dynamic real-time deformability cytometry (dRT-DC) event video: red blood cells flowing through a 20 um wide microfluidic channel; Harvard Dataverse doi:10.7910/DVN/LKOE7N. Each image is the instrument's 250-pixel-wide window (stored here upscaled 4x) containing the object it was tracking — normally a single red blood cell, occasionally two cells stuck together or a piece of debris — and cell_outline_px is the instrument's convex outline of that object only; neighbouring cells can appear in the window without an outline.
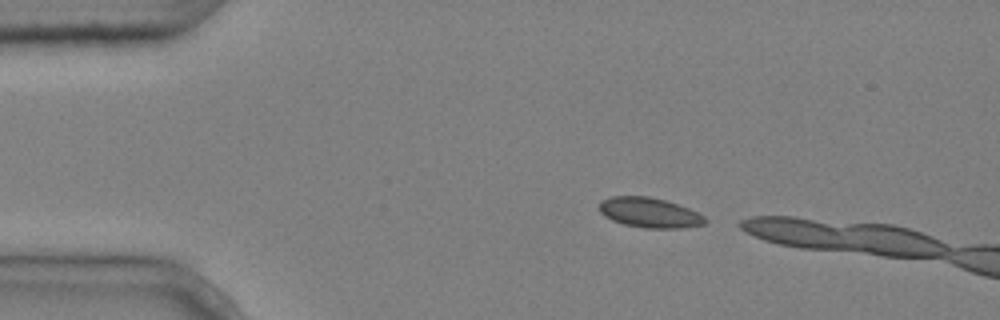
{"species": "common noctule bat (a hibernating species)", "species_latin": "Nyctalus noctula", "temperature_condition": "cold", "stored_images_in_passage": 2, "camera_frame_rate_fps": 3000, "um_per_image_px": 0.085, "animal": {"sex": "male", "body_mass_g": 20.4}, "frame": {"image": 1, "passage_image": 1, "time_ms": 0.0, "image_size_px": [1000, 320], "cell_outline_px": [[708, 220], [704, 224], [680, 228], [644, 228], [624, 224], [612, 220], [604, 216], [600, 212], [600, 200], [612, 196], [648, 196], [664, 200], [688, 208], [704, 216]], "centroid_in_image_um": [55.18, 18.07], "position_along_channel_um": 29.8, "area_um2": 18.38}}